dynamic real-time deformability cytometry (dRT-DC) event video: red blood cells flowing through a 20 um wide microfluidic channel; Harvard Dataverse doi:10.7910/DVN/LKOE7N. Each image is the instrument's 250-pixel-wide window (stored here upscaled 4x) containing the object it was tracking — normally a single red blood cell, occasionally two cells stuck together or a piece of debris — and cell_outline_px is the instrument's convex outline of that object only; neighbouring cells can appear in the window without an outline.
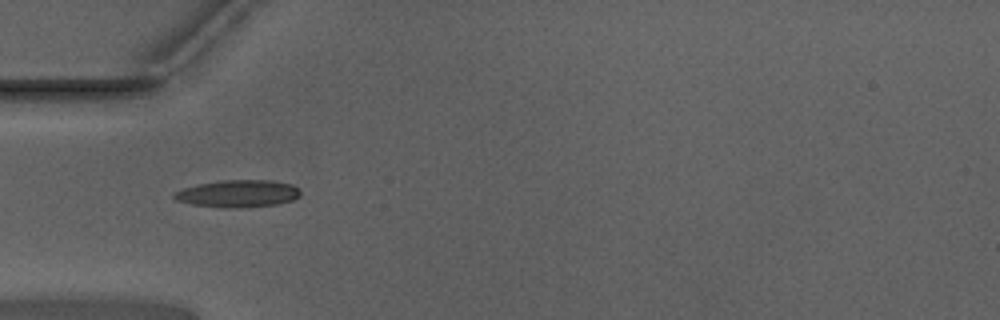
{"species": "Egyptian fruit bat (a non-hibernating species)", "species_latin": "Rousettus aegyptiacus", "temperature_condition": "warm", "stored_images_in_passage": 32, "camera_frame_rate_fps": 3000, "um_per_image_px": 0.085, "animal": {"sex": "male"}, "frame": {"image": 1, "passage_image": 1, "time_ms": 0.0, "image_size_px": [1000, 320], "cell_outline_px": [[300, 196], [292, 200], [276, 204], [244, 208], [224, 208], [192, 204], [176, 200], [172, 196], [176, 192], [184, 188], [200, 184], [224, 180], [272, 180], [292, 184], [300, 192]], "centroid_in_image_um": [20.25, 16.46], "position_along_channel_um": 64.8, "area_um2": 19.94}}
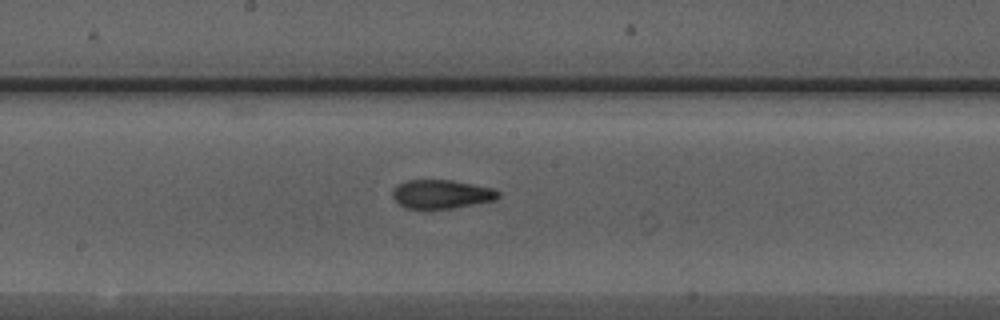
{"frame": {"image": 2, "passage_image": 12, "time_ms": 3.667, "image_size_px": [1000, 320], "cell_outline_px": [[500, 196], [496, 200], [452, 208], [404, 208], [392, 196], [392, 192], [396, 184], [408, 180], [452, 180], [496, 188], [500, 192]], "centroid_in_image_um": [37.56, 16.49], "position_along_channel_um": 210.6, "area_um2": 17.8}}
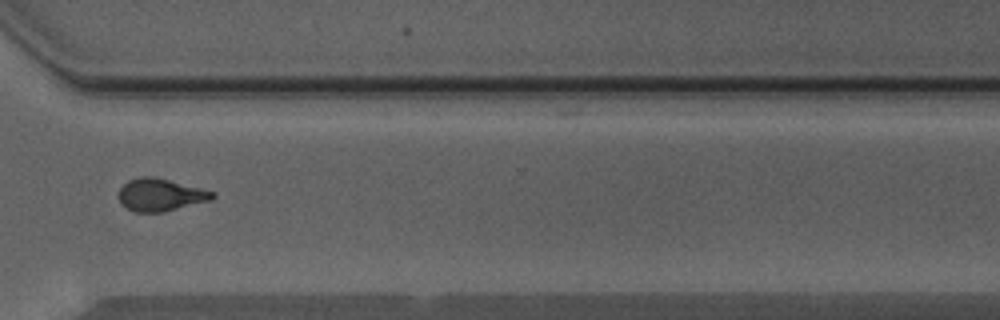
{"frame": {"image": 3, "passage_image": 23, "time_ms": 7.333, "image_size_px": [1000, 320], "cell_outline_px": [[216, 196], [212, 200], [164, 212], [132, 212], [120, 204], [116, 196], [120, 188], [128, 180], [140, 176], [156, 176], [200, 188], [212, 192]], "centroid_in_image_um": [13.58, 16.56], "position_along_channel_um": 357.0, "area_um2": 18.09}, "authors_computed_cell_mechanics": {"area_um2": 17.8024, "velocity_mm_per_s": 3.9935, "shape_relaxation_time_tau1_ms": null, "shape_relaxation_time_tau2_ms": 1.8409, "deformation_change_tau1": null, "deformation_change_tau2": 0.0972}}